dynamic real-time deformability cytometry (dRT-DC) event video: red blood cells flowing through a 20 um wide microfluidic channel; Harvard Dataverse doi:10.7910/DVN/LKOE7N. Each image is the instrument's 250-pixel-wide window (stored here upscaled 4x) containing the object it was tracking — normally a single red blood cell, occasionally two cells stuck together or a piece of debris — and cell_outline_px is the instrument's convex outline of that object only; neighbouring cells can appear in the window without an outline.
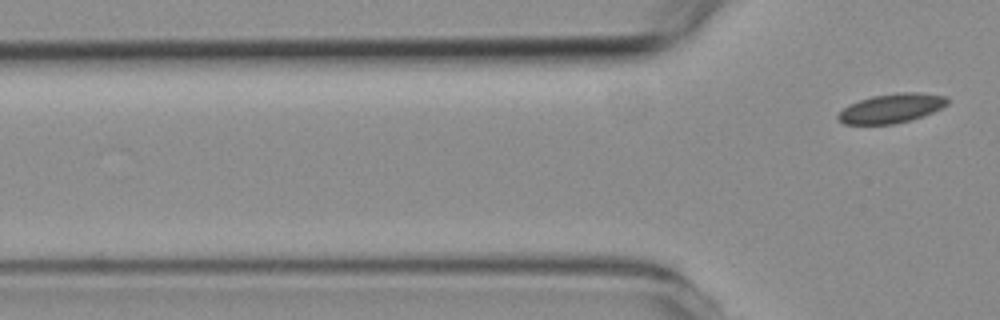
{"species": "common noctule bat (a hibernating species)", "species_latin": "Nyctalus noctula", "temperature_condition": "room temperature", "stored_images_in_passage": 2, "camera_frame_rate_fps": 3000, "um_per_image_px": 0.085, "animal": {"sex": "female", "body_mass_g": 19.3, "forearm_length_mm": 54.1}, "frame": {"image": 1, "passage_image": 2, "time_ms": 1.333, "image_size_px": [1000, 320], "cell_outline_px": [[948, 104], [932, 112], [912, 120], [892, 124], [844, 124], [836, 116], [848, 104], [872, 96], [896, 92], [920, 92], [944, 96], [948, 100]], "centroid_in_image_um": [75.76, 9.2], "position_along_channel_um": 50.0, "area_um2": 18.55}}